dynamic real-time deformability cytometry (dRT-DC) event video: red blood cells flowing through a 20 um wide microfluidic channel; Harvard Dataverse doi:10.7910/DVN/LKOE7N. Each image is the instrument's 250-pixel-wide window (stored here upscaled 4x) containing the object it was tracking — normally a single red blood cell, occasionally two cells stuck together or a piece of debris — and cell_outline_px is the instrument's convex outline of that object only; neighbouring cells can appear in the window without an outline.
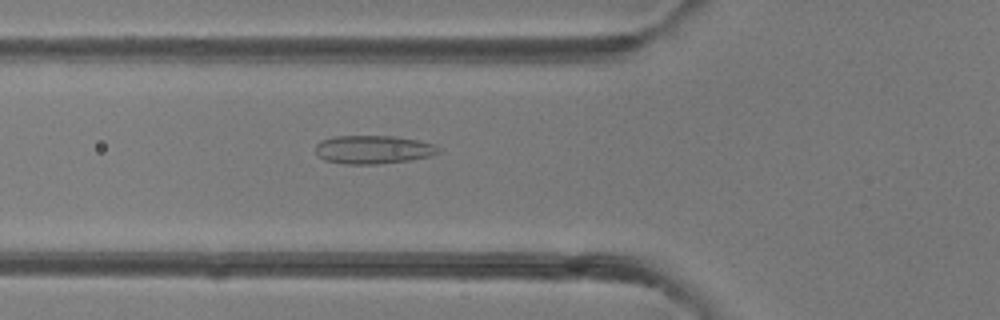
{"species": "common noctule bat (a hibernating species)", "species_latin": "Nyctalus noctula", "temperature_condition": "room temperature", "stored_images_in_passage": 44, "camera_frame_rate_fps": 3000, "um_per_image_px": 0.085, "animal": {"sex": "female"}, "frame": {"image": 1, "passage_image": 18, "time_ms": 5.667, "image_size_px": [1000, 320], "cell_outline_px": [[440, 152], [428, 156], [412, 160], [380, 164], [348, 164], [324, 160], [316, 152], [316, 144], [320, 140], [336, 136], [392, 136], [416, 140], [436, 144], [440, 148]], "centroid_in_image_um": [31.74, 12.71], "position_along_channel_um": 94.1, "area_um2": 20.35}}
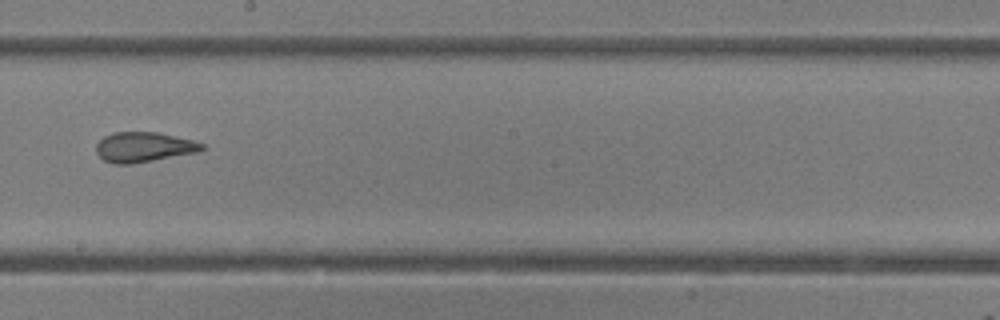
{"frame": {"image": 2, "passage_image": 28, "time_ms": 9.0, "image_size_px": [1000, 320], "cell_outline_px": [[204, 148], [200, 152], [132, 164], [112, 164], [104, 160], [96, 152], [96, 144], [104, 136], [112, 132], [156, 132], [192, 140], [204, 144]], "centroid_in_image_um": [12.21, 12.51], "position_along_channel_um": 236.0, "area_um2": 18.55}}
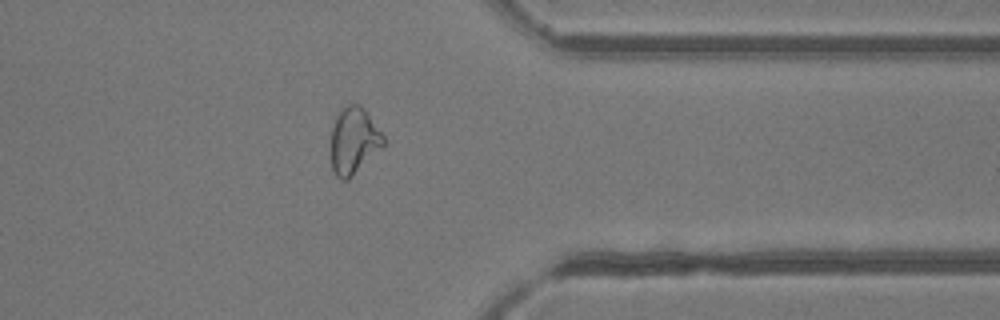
{"frame": {"image": 3, "passage_image": 39, "time_ms": 12.667, "image_size_px": [1000, 320], "cell_outline_px": [[384, 144], [348, 180], [340, 180], [336, 176], [332, 168], [332, 128], [336, 116], [348, 104], [360, 104], [364, 108], [384, 136]], "centroid_in_image_um": [30.06, 11.96], "position_along_channel_um": 381.3, "area_um2": 19.88}}